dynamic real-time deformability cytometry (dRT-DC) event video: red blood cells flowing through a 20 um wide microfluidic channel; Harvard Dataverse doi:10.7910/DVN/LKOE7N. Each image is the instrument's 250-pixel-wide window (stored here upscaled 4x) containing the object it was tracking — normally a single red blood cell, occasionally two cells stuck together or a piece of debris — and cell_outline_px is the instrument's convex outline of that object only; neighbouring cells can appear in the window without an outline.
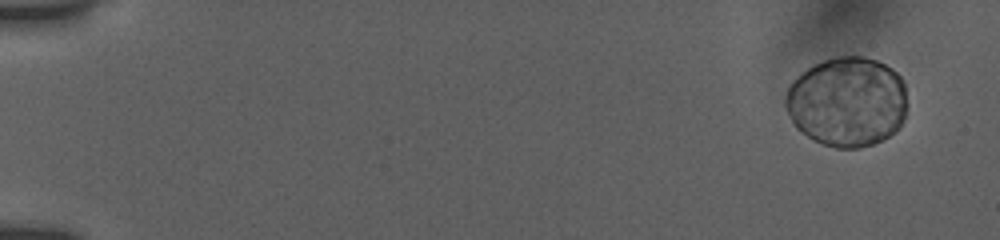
{"species": "human", "species_latin": "Homo sapiens", "temperature_condition": "room temperature", "stored_images_in_passage": 16, "camera_frame_rate_fps": 3000, "um_per_image_px": 0.085, "donor": {"sex": "female"}, "frame": {"image": 1, "passage_image": 1, "time_ms": 0.0, "image_size_px": [1000, 240], "cell_outline_px": [[904, 116], [900, 128], [896, 132], [872, 144], [860, 148], [836, 148], [812, 140], [796, 128], [784, 104], [784, 96], [788, 88], [808, 68], [824, 60], [840, 56], [860, 56], [876, 60], [892, 68], [904, 80]], "centroid_in_image_um": [72.01, 8.67], "position_along_channel_um": 13.0, "area_um2": 63.41}}